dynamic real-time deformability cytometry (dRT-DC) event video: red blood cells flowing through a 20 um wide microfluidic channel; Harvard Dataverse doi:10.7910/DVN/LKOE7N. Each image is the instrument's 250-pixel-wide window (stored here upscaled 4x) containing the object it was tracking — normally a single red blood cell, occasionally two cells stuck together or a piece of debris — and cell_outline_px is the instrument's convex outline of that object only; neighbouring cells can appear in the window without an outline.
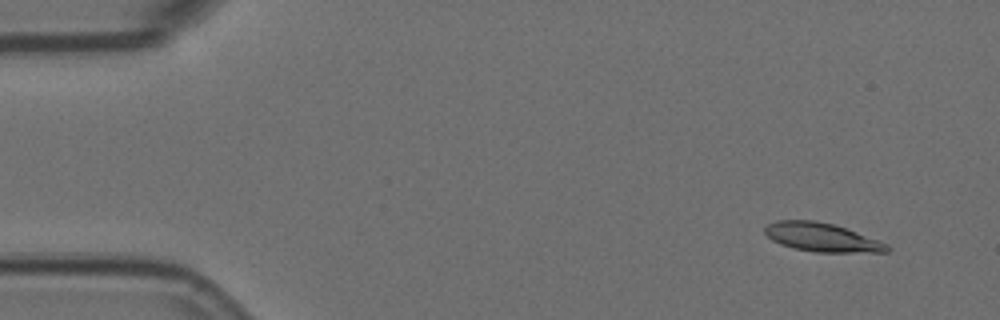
{"species": "Egyptian fruit bat (a non-hibernating species)", "species_latin": "Rousettus aegyptiacus", "temperature_condition": "room temperature", "stored_images_in_passage": 6, "camera_frame_rate_fps": 3000, "um_per_image_px": 0.085, "animal": {"sex": "female"}, "frame": {"image": 1, "passage_image": 2, "time_ms": 0.333, "image_size_px": [1000, 320], "cell_outline_px": [[892, 248], [888, 252], [816, 252], [792, 248], [780, 244], [772, 240], [764, 232], [764, 228], [768, 224], [776, 220], [816, 220], [832, 224], [844, 228], [888, 244]], "centroid_in_image_um": [69.83, 20.17], "position_along_channel_um": 15.2, "area_um2": 20.29}}
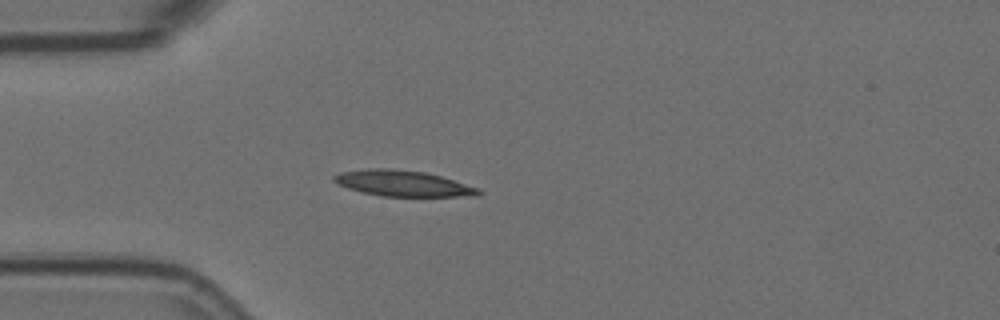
{"frame": {"image": 2, "passage_image": 5, "time_ms": 1.333, "image_size_px": [1000, 320], "cell_outline_px": [[484, 192], [480, 196], [380, 196], [348, 188], [336, 184], [332, 180], [332, 176], [340, 172], [368, 168], [392, 168], [424, 172], [440, 176], [480, 188]], "centroid_in_image_um": [34.25, 15.58], "position_along_channel_um": 50.8, "area_um2": 21.91}}